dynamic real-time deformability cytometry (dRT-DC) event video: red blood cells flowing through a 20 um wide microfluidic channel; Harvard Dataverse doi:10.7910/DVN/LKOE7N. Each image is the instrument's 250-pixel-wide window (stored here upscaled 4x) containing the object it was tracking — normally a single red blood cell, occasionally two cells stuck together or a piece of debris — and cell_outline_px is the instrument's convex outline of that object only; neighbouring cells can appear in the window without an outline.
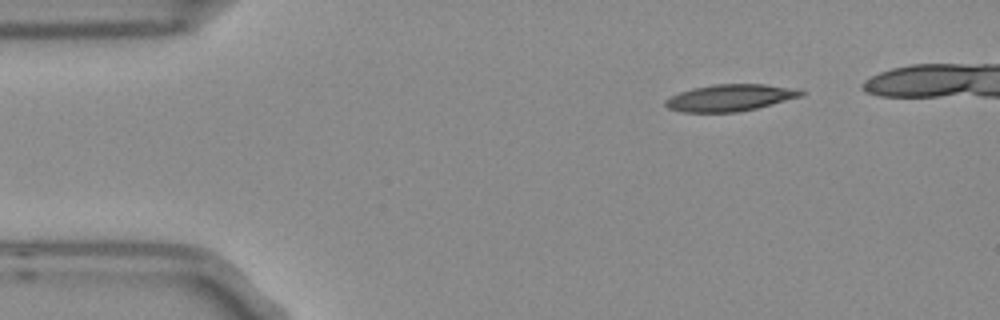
{"species": "Egyptian fruit bat (a non-hibernating species)", "species_latin": "Rousettus aegyptiacus", "temperature_condition": "room temperature", "stored_images_in_passage": 4, "camera_frame_rate_fps": 3000, "um_per_image_px": 0.085, "frame": {"image": 1, "passage_image": 1, "time_ms": 0.0, "image_size_px": [1000, 320], "cell_outline_px": [[804, 96], [740, 112], [680, 112], [668, 108], [664, 104], [664, 100], [680, 92], [696, 88], [716, 84], [764, 84], [788, 88], [804, 92]], "centroid_in_image_um": [62.03, 8.32], "position_along_channel_um": 23.0, "area_um2": 20.87}}